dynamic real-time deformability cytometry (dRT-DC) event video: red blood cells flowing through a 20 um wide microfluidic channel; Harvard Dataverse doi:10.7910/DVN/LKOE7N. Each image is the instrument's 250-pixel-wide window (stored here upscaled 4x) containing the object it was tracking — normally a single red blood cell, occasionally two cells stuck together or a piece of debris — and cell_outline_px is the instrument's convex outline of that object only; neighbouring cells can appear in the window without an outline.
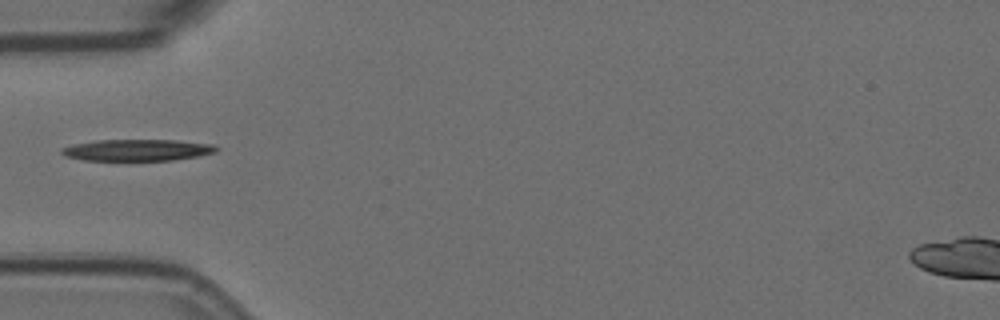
{"species": "Egyptian fruit bat (a non-hibernating species)", "species_latin": "Rousettus aegyptiacus", "temperature_condition": "room temperature", "stored_images_in_passage": 7, "camera_frame_rate_fps": 3000, "um_per_image_px": 0.085, "animal": {"sex": "female"}, "frame": {"image": 1, "passage_image": 1, "time_ms": 0.0, "image_size_px": [1000, 320], "cell_outline_px": [[220, 148], [216, 152], [196, 156], [172, 160], [84, 160], [64, 156], [60, 152], [60, 148], [72, 144], [96, 140], [176, 140], [212, 144]], "centroid_in_image_um": [11.63, 12.75], "position_along_channel_um": 73.4, "area_um2": 19.42}}
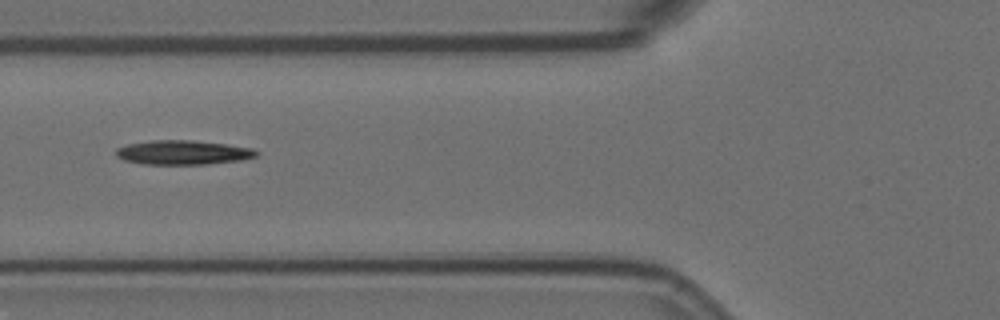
{"frame": {"image": 2, "passage_image": 4, "time_ms": 1.0, "image_size_px": [1000, 320], "cell_outline_px": [[260, 152], [256, 156], [240, 160], [208, 164], [140, 164], [124, 160], [116, 156], [116, 148], [128, 144], [152, 140], [192, 140], [224, 144], [252, 148]], "centroid_in_image_um": [15.53, 12.96], "position_along_channel_um": 110.3, "area_um2": 19.83}}